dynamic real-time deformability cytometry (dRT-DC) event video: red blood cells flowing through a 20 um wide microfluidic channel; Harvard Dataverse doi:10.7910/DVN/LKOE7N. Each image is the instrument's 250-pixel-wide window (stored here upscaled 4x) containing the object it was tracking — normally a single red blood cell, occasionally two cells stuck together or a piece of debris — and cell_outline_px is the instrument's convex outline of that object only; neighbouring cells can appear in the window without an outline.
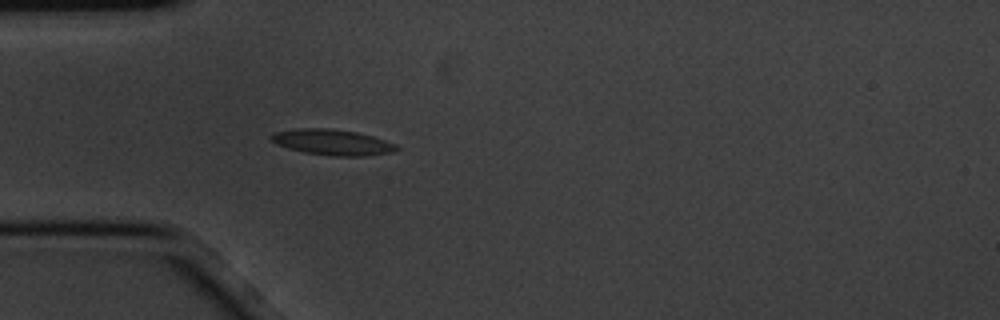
{"species": "common noctule bat (a hibernating species)", "species_latin": "Nyctalus noctula", "temperature_condition": "cold", "stored_images_in_passage": 3, "camera_frame_rate_fps": 3000, "um_per_image_px": 0.085, "animal": {"sex": "male", "body_mass_g": 20.1, "forearm_length_mm": 53.5}, "frame": {"image": 1, "passage_image": 3, "time_ms": 0.667, "image_size_px": [1000, 320], "cell_outline_px": [[400, 148], [392, 152], [364, 156], [336, 156], [304, 152], [288, 148], [276, 144], [268, 136], [272, 132], [296, 128], [332, 128], [356, 132], [372, 136], [396, 144]], "centroid_in_image_um": [28.21, 12.08], "position_along_channel_um": 56.8, "area_um2": 18.84}}